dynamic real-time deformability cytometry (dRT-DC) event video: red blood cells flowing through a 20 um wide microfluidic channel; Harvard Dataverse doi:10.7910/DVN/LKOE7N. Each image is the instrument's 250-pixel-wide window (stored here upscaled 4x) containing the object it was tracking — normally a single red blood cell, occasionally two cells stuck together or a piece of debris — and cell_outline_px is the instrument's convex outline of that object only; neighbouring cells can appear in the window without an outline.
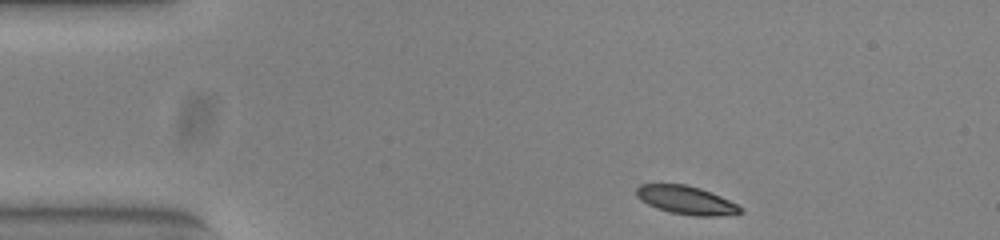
{"species": "common noctule bat (a hibernating species)", "species_latin": "Nyctalus noctula", "temperature_condition": "warm", "stored_images_in_passage": 46, "camera_frame_rate_fps": 3000, "um_per_image_px": 0.085, "animal": {"sex": "female", "body_mass_g": 23.0, "forearm_length_mm": 53.4}, "frame": {"image": 1, "passage_image": 1, "time_ms": 0.0, "image_size_px": [1000, 240], "cell_outline_px": [[744, 212], [716, 216], [692, 216], [672, 212], [656, 208], [640, 200], [636, 196], [636, 188], [640, 184], [684, 184], [700, 188], [720, 196], [744, 208]], "centroid_in_image_um": [58.31, 17.01], "position_along_channel_um": 26.7, "area_um2": 17.11}}
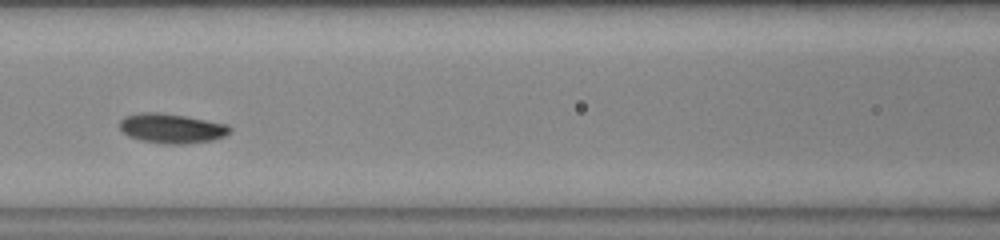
{"frame": {"image": 2, "passage_image": 16, "time_ms": 5.0, "image_size_px": [1000, 240], "cell_outline_px": [[232, 128], [224, 136], [212, 140], [184, 144], [164, 144], [140, 140], [128, 136], [120, 128], [120, 120], [124, 116], [140, 112], [160, 112], [184, 116], [228, 124]], "centroid_in_image_um": [14.56, 10.91], "position_along_channel_um": 152.0, "area_um2": 19.02}}
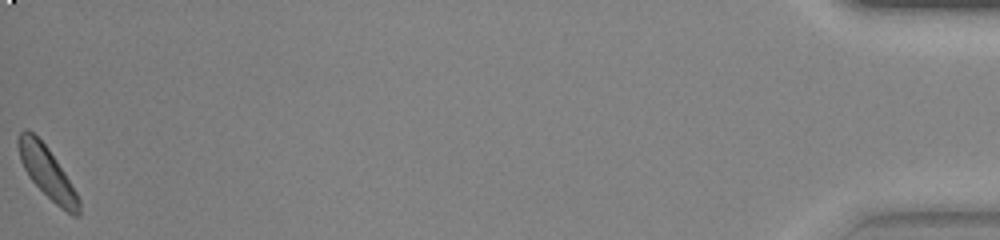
{"frame": {"image": 3, "passage_image": 46, "time_ms": 15.0, "image_size_px": [1000, 240], "cell_outline_px": [[80, 216], [72, 216], [60, 208], [28, 176], [20, 160], [16, 144], [16, 140], [20, 132], [24, 128], [28, 128], [48, 148], [64, 172], [76, 192], [80, 200]], "centroid_in_image_um": [3.99, 14.64], "position_along_channel_um": 431.2, "area_um2": 18.09}, "authors_computed_cell_mechanics": {"area_um2": 18.0625, "velocity_mm_per_s": 3.8253, "shape_relaxation_time_tau1_ms": 5.3871, "shape_relaxation_time_tau2_ms": 7.513, "deformation_change_tau1": 0.2039, "deformation_change_tau2": 0.1338}}